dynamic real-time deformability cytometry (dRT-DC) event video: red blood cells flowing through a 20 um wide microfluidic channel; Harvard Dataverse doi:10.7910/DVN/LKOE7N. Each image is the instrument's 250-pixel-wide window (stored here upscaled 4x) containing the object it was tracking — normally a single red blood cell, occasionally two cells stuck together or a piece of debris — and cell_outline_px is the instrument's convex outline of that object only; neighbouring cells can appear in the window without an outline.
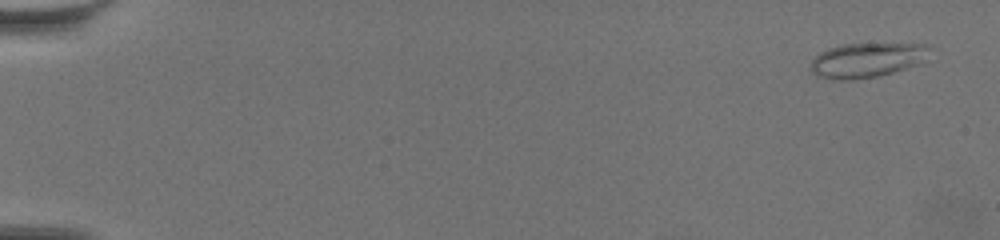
{"species": "common noctule bat (a hibernating species)", "species_latin": "Nyctalus noctula", "temperature_condition": "warm", "stored_images_in_passage": 47, "camera_frame_rate_fps": 3000, "um_per_image_px": 0.085, "animal": {"sex": "female", "body_mass_g": 19.5, "forearm_length_mm": 54.1}, "frame": {"image": 1, "passage_image": 2, "time_ms": 0.333, "image_size_px": [1000, 240], "cell_outline_px": [[932, 48], [924, 64], [876, 76], [852, 80], [840, 80], [816, 76], [808, 68], [812, 60], [820, 52], [828, 48], [844, 44], [924, 44]], "centroid_in_image_um": [73.71, 5.11], "position_along_channel_um": 11.3, "area_um2": 24.28}}
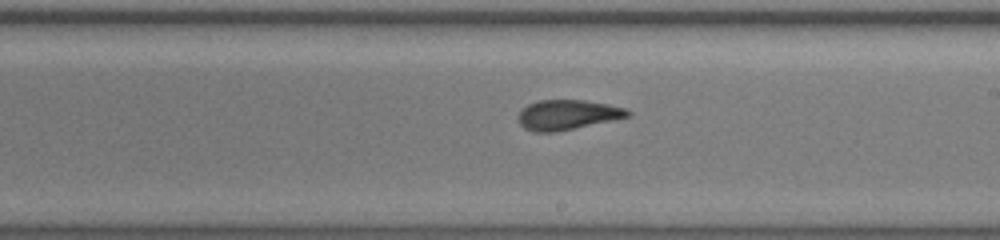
{"frame": {"image": 2, "passage_image": 28, "time_ms": 9.0, "image_size_px": [1000, 240], "cell_outline_px": [[632, 112], [628, 116], [556, 132], [532, 132], [524, 128], [520, 124], [520, 112], [528, 104], [536, 100], [584, 100], [608, 104], [624, 108]], "centroid_in_image_um": [48.2, 9.75], "position_along_channel_um": 240.8, "area_um2": 18.73}}
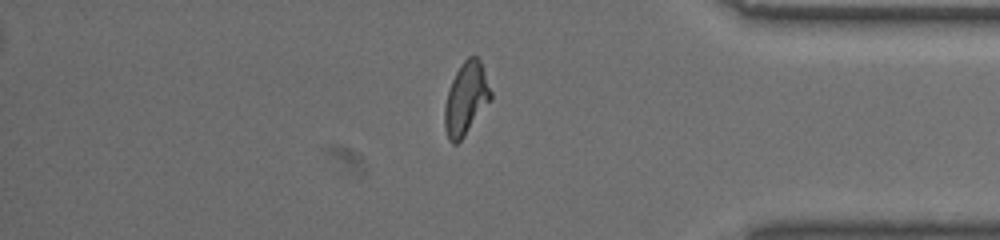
{"frame": {"image": 3, "passage_image": 40, "time_ms": 13.0, "image_size_px": [1000, 240], "cell_outline_px": [[492, 100], [464, 136], [456, 144], [452, 144], [448, 140], [444, 128], [444, 108], [448, 92], [452, 80], [460, 64], [468, 56], [476, 56], [480, 60], [492, 92]], "centroid_in_image_um": [39.61, 8.4], "position_along_channel_um": 395.6, "area_um2": 19.59}, "authors_computed_cell_mechanics": {"area_um2": 19.652, "velocity_mm_per_s": 3.5054, "shape_relaxation_time_tau1_ms": 5.8889, "shape_relaxation_time_tau2_ms": 1.2725, "deformation_change_tau1": 0.2034, "deformation_change_tau2": 0.0924}}